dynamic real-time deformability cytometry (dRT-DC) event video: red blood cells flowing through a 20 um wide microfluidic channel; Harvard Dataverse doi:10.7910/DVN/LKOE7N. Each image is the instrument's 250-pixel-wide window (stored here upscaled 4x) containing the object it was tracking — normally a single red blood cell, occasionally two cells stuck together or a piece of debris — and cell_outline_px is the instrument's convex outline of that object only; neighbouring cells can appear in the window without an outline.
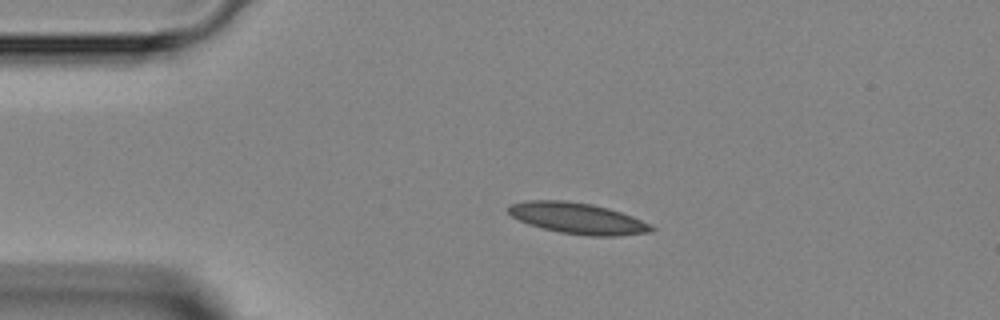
{"species": "Egyptian fruit bat (a non-hibernating species)", "species_latin": "Rousettus aegyptiacus", "temperature_condition": "room temperature", "stored_images_in_passage": 39, "camera_frame_rate_fps": 3000, "um_per_image_px": 0.085, "animal": {"sex": "female"}, "frame": {"image": 1, "passage_image": 1, "time_ms": 0.0, "image_size_px": [1000, 320], "cell_outline_px": [[656, 228], [652, 232], [616, 236], [588, 236], [560, 232], [528, 224], [512, 216], [508, 212], [508, 208], [512, 204], [524, 200], [564, 200], [592, 204], [608, 208], [632, 216]], "centroid_in_image_um": [49.1, 18.55], "position_along_channel_um": 35.9, "area_um2": 25.72}}
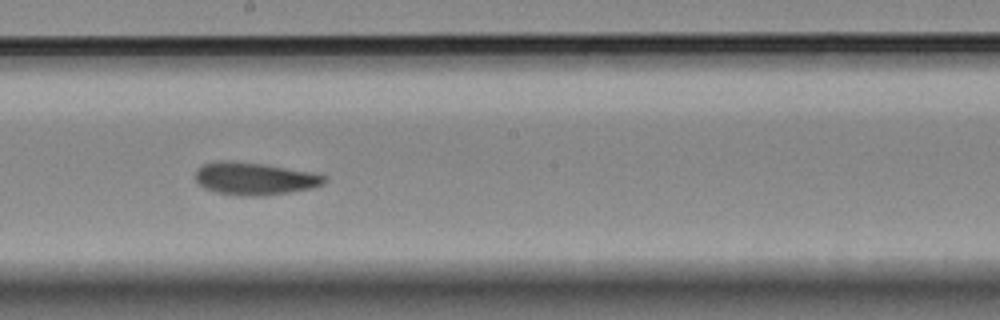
{"frame": {"image": 2, "passage_image": 17, "time_ms": 5.333, "image_size_px": [1000, 320], "cell_outline_px": [[328, 180], [324, 184], [312, 188], [288, 192], [260, 196], [240, 196], [216, 192], [204, 188], [196, 180], [196, 168], [200, 164], [216, 160], [232, 160], [264, 164], [308, 172], [324, 176]], "centroid_in_image_um": [21.57, 15.17], "position_along_channel_um": 226.6, "area_um2": 24.51}}
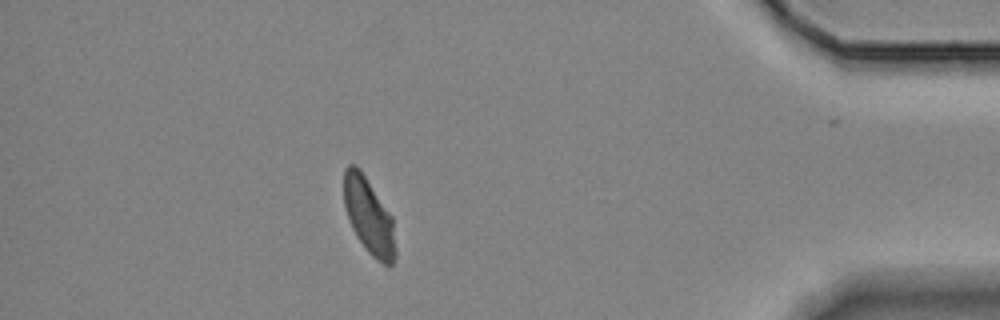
{"frame": {"image": 3, "passage_image": 33, "time_ms": 10.667, "image_size_px": [1000, 320], "cell_outline_px": [[396, 256], [392, 264], [388, 268], [376, 260], [368, 252], [356, 236], [352, 228], [344, 204], [344, 168], [348, 164], [356, 164], [360, 168], [392, 216], [396, 248]], "centroid_in_image_um": [31.36, 18.38], "position_along_channel_um": 403.8, "area_um2": 23.06}}